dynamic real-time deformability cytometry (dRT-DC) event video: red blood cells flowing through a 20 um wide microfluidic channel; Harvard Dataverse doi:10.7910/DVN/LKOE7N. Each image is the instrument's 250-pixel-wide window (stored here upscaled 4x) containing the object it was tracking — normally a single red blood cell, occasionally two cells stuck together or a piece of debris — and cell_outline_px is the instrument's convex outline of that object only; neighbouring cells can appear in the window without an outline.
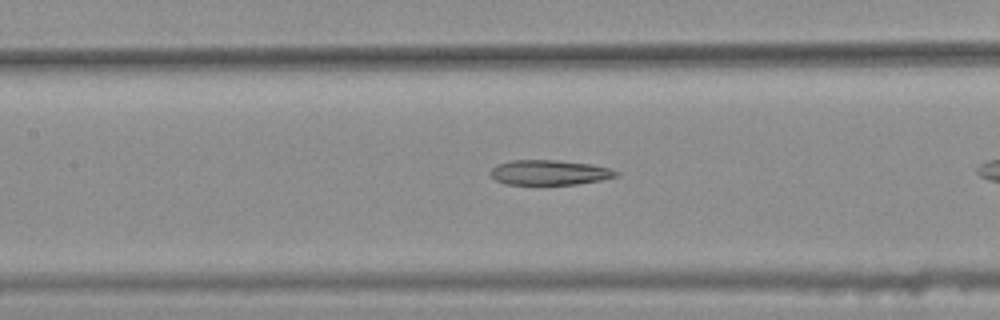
{"species": "common noctule bat (a hibernating species)", "species_latin": "Nyctalus noctula", "temperature_condition": "warm", "stored_images_in_passage": 9, "camera_frame_rate_fps": 3000, "um_per_image_px": 0.085, "animal": {"sex": "female", "body_mass_g": 25.1}, "frame": {"image": 1, "passage_image": 8, "time_ms": 2.333, "image_size_px": [1000, 320], "cell_outline_px": [[620, 176], [600, 180], [576, 184], [504, 184], [496, 180], [488, 172], [496, 164], [512, 160], [556, 160], [592, 164], [608, 168], [620, 172]], "centroid_in_image_um": [46.7, 14.66], "position_along_channel_um": 160.7, "area_um2": 18.32}}